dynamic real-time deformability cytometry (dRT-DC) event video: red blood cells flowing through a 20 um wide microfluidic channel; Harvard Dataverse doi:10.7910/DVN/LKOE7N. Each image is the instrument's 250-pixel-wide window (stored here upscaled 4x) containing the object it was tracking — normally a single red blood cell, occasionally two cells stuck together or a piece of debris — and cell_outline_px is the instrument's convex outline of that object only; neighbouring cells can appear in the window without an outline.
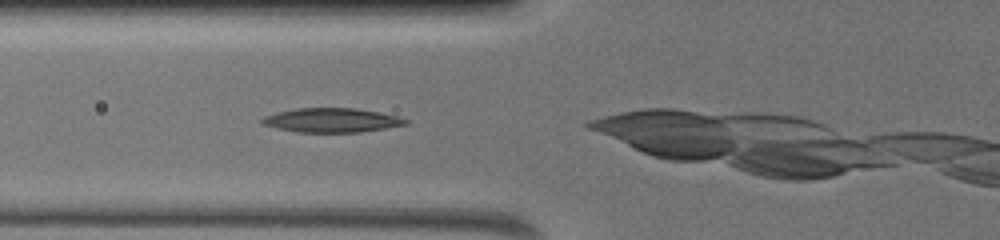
{"species": "common noctule bat (a hibernating species)", "species_latin": "Nyctalus noctula", "temperature_condition": "warm", "stored_images_in_passage": 13, "camera_frame_rate_fps": 3000, "um_per_image_px": 0.085, "animal": {"sex": "female", "body_mass_g": 19.5, "forearm_length_mm": 54.1}, "frame": {"image": 1, "passage_image": 3, "time_ms": 0.667, "image_size_px": [1000, 240], "cell_outline_px": [[408, 124], [360, 132], [296, 132], [276, 128], [260, 124], [260, 120], [264, 116], [276, 112], [296, 108], [356, 108], [396, 116], [408, 120]], "centroid_in_image_um": [28.11, 10.22], "position_along_channel_um": 97.7, "area_um2": 20.17}}